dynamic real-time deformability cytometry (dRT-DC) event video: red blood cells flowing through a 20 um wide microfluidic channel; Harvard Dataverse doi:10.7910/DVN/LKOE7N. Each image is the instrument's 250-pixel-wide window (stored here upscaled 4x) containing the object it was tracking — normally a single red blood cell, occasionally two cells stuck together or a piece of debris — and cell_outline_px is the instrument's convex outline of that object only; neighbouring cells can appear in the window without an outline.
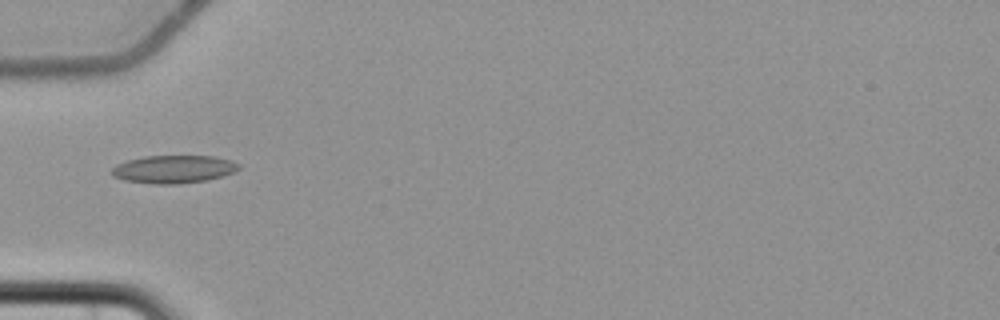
{"species": "common noctule bat (a hibernating species)", "species_latin": "Nyctalus noctula", "temperature_condition": "cold", "stored_images_in_passage": 7, "camera_frame_rate_fps": 3000, "um_per_image_px": 0.085, "animal": {"sex": "female", "body_mass_g": 22.7, "forearm_length_mm": 54.2}, "frame": {"image": 1, "passage_image": 5, "time_ms": 5.667, "image_size_px": [1000, 320], "cell_outline_px": [[240, 168], [232, 172], [208, 180], [180, 184], [152, 184], [124, 180], [112, 176], [112, 168], [116, 164], [128, 160], [144, 156], [216, 156], [232, 160], [240, 164]], "centroid_in_image_um": [14.75, 14.38], "position_along_channel_um": 70.2, "area_um2": 20.75}}
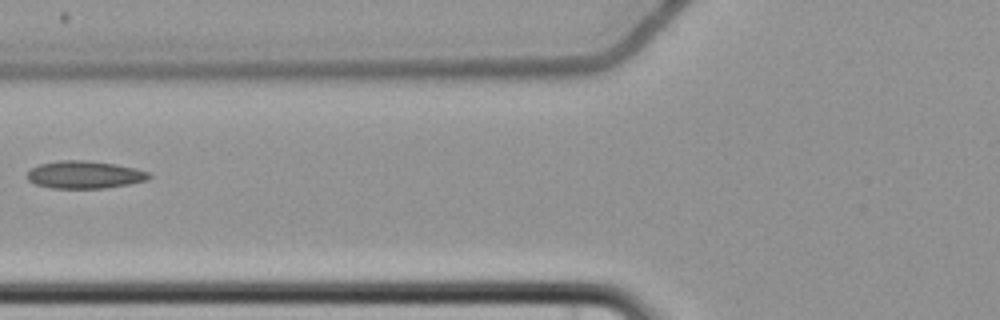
{"frame": {"image": 2, "passage_image": 6, "time_ms": 7.0, "image_size_px": [1000, 320], "cell_outline_px": [[152, 176], [148, 180], [128, 184], [104, 188], [52, 188], [36, 184], [28, 180], [28, 172], [32, 168], [40, 164], [60, 160], [84, 160], [116, 164], [136, 168], [148, 172]], "centroid_in_image_um": [7.22, 14.85], "position_along_channel_um": 118.6, "area_um2": 19.48}}
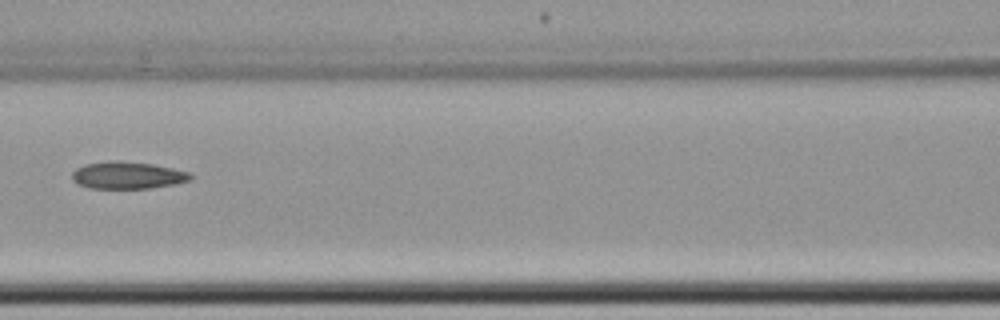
{"frame": {"image": 3, "passage_image": 7, "time_ms": 8.0, "image_size_px": [1000, 320], "cell_outline_px": [[192, 180], [176, 184], [152, 188], [88, 188], [76, 184], [72, 180], [72, 172], [76, 168], [84, 164], [112, 160], [116, 160], [152, 164], [172, 168], [188, 172], [192, 176]], "centroid_in_image_um": [10.81, 14.9], "position_along_channel_um": 155.8, "area_um2": 18.9}}